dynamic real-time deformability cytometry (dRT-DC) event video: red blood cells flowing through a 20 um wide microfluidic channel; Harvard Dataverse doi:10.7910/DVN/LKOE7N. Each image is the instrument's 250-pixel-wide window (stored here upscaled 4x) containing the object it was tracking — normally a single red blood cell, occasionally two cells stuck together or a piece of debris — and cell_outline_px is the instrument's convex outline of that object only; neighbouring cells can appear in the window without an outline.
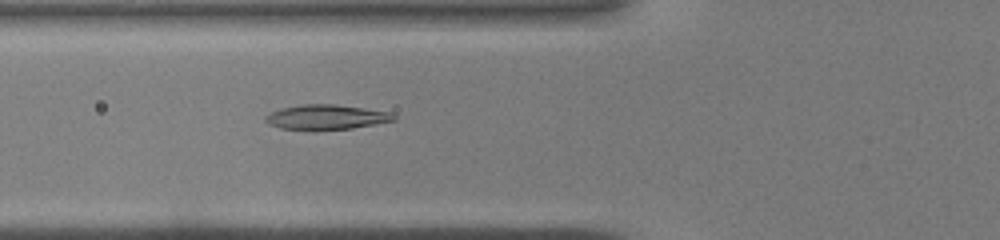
{"species": "common noctule bat (a hibernating species)", "species_latin": "Nyctalus noctula", "temperature_condition": "warm", "stored_images_in_passage": 44, "camera_frame_rate_fps": 3000, "um_per_image_px": 0.085, "animal": {"sex": "male", "body_mass_g": 19.0, "forearm_length_mm": 50.8}, "frame": {"image": 1, "passage_image": 17, "time_ms": 5.333, "image_size_px": [1000, 240], "cell_outline_px": [[396, 120], [352, 128], [316, 132], [312, 132], [280, 128], [268, 124], [264, 120], [264, 116], [280, 108], [300, 104], [336, 104], [364, 108], [388, 112], [396, 116]], "centroid_in_image_um": [27.66, 9.98], "position_along_channel_um": 98.1, "area_um2": 19.13}}
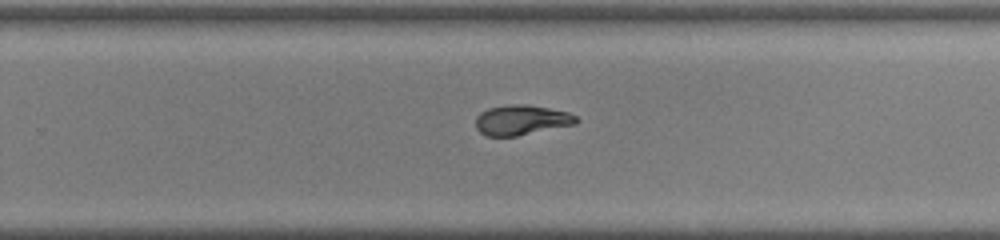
{"frame": {"image": 2, "passage_image": 29, "time_ms": 9.333, "image_size_px": [1000, 240], "cell_outline_px": [[580, 120], [576, 124], [516, 136], [484, 136], [476, 128], [476, 116], [480, 112], [488, 108], [512, 104], [528, 104], [568, 112], [576, 116]], "centroid_in_image_um": [44.32, 10.2], "position_along_channel_um": 285.5, "area_um2": 17.69}}
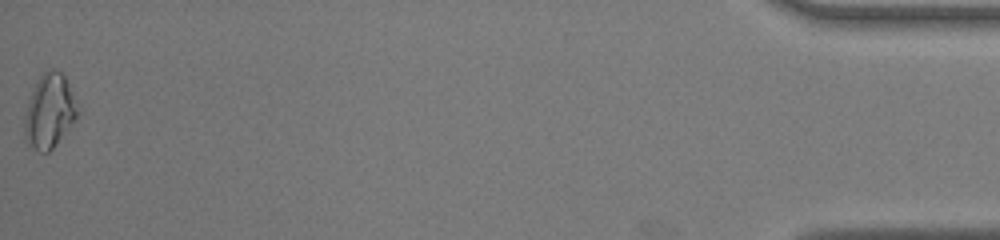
{"frame": {"image": 3, "passage_image": 44, "time_ms": 14.333, "image_size_px": [1000, 240], "cell_outline_px": [[76, 120], [56, 144], [48, 152], [40, 152], [28, 144], [24, 140], [24, 120], [28, 104], [32, 92], [40, 76], [44, 72], [52, 68], [56, 68], [64, 76], [72, 96], [76, 112]], "centroid_in_image_um": [4.16, 9.49], "position_along_channel_um": 431.0, "area_um2": 22.14}}